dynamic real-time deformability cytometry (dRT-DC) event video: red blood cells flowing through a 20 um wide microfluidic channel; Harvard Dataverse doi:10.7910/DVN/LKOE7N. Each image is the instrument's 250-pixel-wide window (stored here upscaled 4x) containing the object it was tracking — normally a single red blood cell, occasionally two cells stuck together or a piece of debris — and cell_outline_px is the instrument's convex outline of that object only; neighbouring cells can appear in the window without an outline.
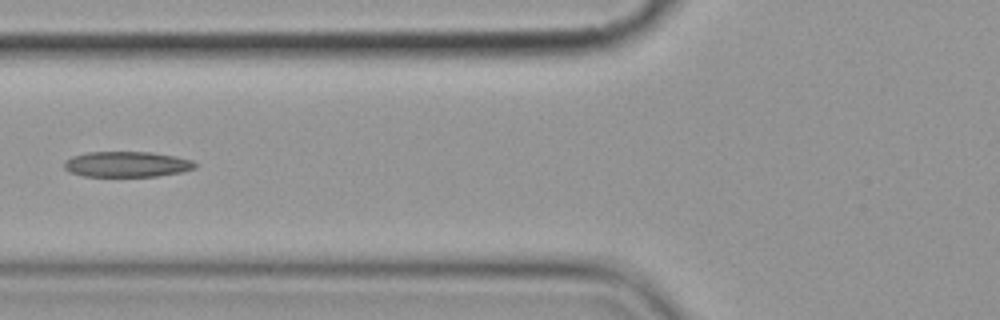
{"species": "common noctule bat (a hibernating species)", "species_latin": "Nyctalus noctula", "temperature_condition": "cold", "stored_images_in_passage": 3, "camera_frame_rate_fps": 3000, "um_per_image_px": 0.085, "animal": {"sex": "female", "body_mass_g": 19.9}, "frame": {"image": 1, "passage_image": 3, "time_ms": 2.333, "image_size_px": [1000, 320], "cell_outline_px": [[196, 168], [184, 172], [156, 176], [84, 176], [68, 172], [64, 168], [64, 160], [72, 156], [88, 152], [152, 152], [176, 156], [192, 160], [196, 164]], "centroid_in_image_um": [10.78, 13.96], "position_along_channel_um": 115.0, "area_um2": 19.65}}